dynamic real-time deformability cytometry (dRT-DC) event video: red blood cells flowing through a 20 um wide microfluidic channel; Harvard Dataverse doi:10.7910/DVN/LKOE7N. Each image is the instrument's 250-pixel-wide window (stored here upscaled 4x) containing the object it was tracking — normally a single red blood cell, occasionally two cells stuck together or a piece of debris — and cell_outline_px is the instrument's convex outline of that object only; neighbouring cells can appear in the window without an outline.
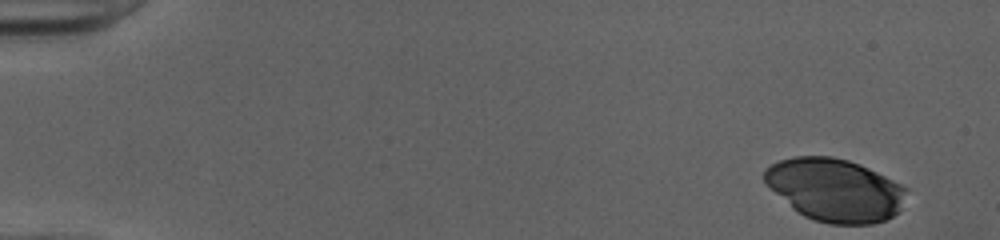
{"species": "human", "species_latin": "Homo sapiens", "temperature_condition": "cold", "stored_images_in_passage": 43, "camera_frame_rate_fps": 3000, "um_per_image_px": 0.085, "donor": {"sex": "female"}, "frame": {"image": 1, "passage_image": 1, "time_ms": 0.0, "image_size_px": [1000, 240], "cell_outline_px": [[908, 188], [896, 212], [892, 216], [884, 220], [872, 224], [828, 224], [804, 216], [792, 208], [764, 184], [764, 168], [780, 160], [792, 156], [832, 156], [848, 160], [860, 164]], "centroid_in_image_um": [70.91, 16.13], "position_along_channel_um": 14.1, "area_um2": 51.67}}
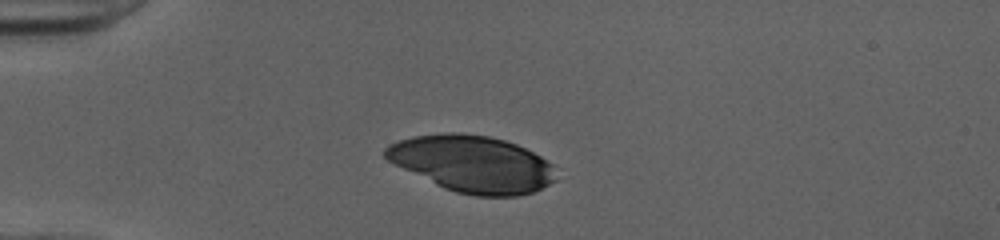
{"frame": {"image": 2, "passage_image": 12, "time_ms": 3.667, "image_size_px": [1000, 240], "cell_outline_px": [[560, 180], [532, 192], [516, 196], [476, 196], [456, 192], [444, 188], [388, 160], [384, 156], [384, 148], [388, 144], [412, 136], [444, 132], [460, 132], [488, 136], [504, 140], [516, 144], [540, 156], [552, 164]], "centroid_in_image_um": [40.19, 13.92], "position_along_channel_um": 44.8, "area_um2": 56.24}}